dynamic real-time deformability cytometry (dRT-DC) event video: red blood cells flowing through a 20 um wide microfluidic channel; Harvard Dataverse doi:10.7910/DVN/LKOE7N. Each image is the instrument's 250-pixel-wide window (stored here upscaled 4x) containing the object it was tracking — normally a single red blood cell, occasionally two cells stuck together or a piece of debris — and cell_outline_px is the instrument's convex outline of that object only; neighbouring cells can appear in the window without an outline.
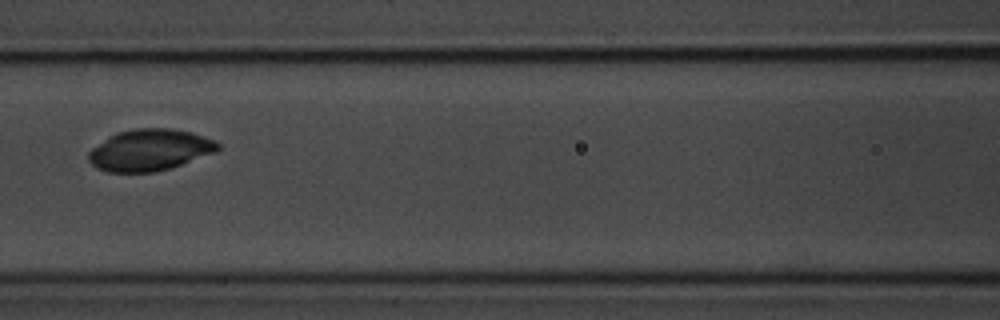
{"species": "common noctule bat (a hibernating species)", "species_latin": "Nyctalus noctula", "temperature_condition": "room temperature", "stored_images_in_passage": 3, "camera_frame_rate_fps": 3000, "um_per_image_px": 0.085, "animal": {"sex": "male", "body_mass_g": 20.1, "forearm_length_mm": 53.5}, "frame": {"image": 1, "passage_image": 3, "time_ms": 2.333, "image_size_px": [1000, 320], "cell_outline_px": [[220, 148], [216, 152], [156, 172], [108, 172], [96, 168], [88, 160], [88, 152], [92, 148], [108, 136], [116, 132], [136, 128], [172, 128], [192, 132], [216, 140], [220, 144]], "centroid_in_image_um": [12.72, 12.73], "position_along_channel_um": 153.9, "area_um2": 31.39}}